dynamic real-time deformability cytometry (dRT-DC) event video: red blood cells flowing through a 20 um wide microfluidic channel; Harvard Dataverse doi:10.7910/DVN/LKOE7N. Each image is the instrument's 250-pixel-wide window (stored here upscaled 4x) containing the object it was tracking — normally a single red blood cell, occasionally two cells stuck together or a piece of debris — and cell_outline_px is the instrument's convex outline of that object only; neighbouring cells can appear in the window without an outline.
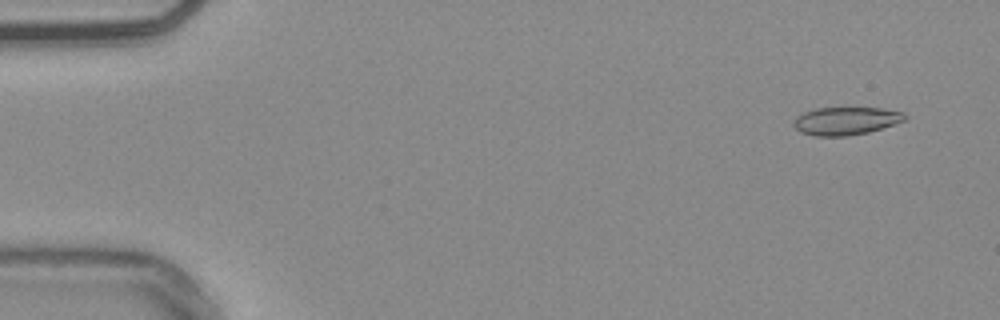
{"species": "common noctule bat (a hibernating species)", "species_latin": "Nyctalus noctula", "temperature_condition": "warm", "stored_images_in_passage": 54, "camera_frame_rate_fps": 3000, "um_per_image_px": 0.085, "animal": {"sex": "male", "body_mass_g": 20.4}, "frame": {"image": 1, "passage_image": 4, "time_ms": 1.0, "image_size_px": [1000, 320], "cell_outline_px": [[908, 116], [904, 120], [868, 132], [848, 136], [816, 136], [800, 132], [792, 124], [796, 116], [804, 112], [816, 108], [884, 108], [904, 112]], "centroid_in_image_um": [71.88, 10.27], "position_along_channel_um": 13.1, "area_um2": 18.03}}
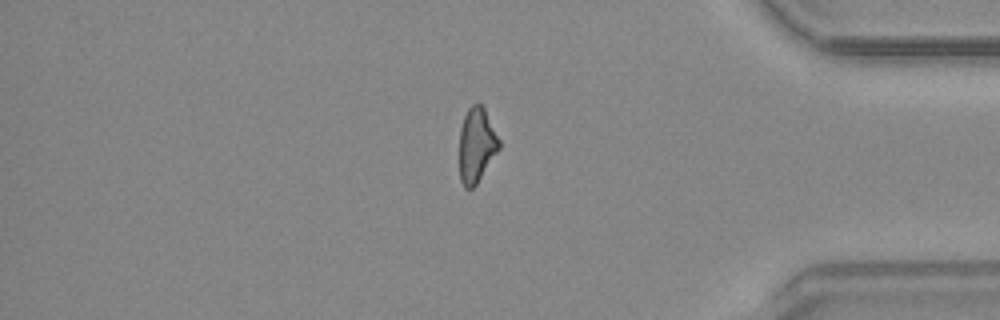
{"frame": {"image": 2, "passage_image": 46, "time_ms": 15.0, "image_size_px": [1000, 320], "cell_outline_px": [[500, 148], [476, 184], [472, 188], [464, 188], [460, 180], [460, 128], [464, 116], [468, 108], [476, 100], [484, 108], [500, 140]], "centroid_in_image_um": [40.5, 12.3], "position_along_channel_um": 394.7, "area_um2": 17.22}}
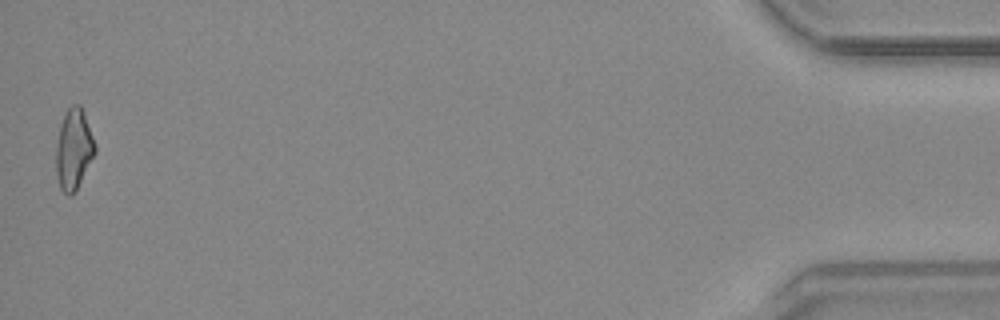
{"frame": {"image": 3, "passage_image": 54, "time_ms": 17.667, "image_size_px": [1000, 320], "cell_outline_px": [[96, 152], [76, 192], [72, 196], [68, 196], [60, 188], [56, 172], [56, 144], [60, 124], [68, 108], [72, 104], [80, 104], [84, 112], [96, 144]], "centroid_in_image_um": [6.28, 12.7], "position_along_channel_um": 428.9, "area_um2": 18.55}, "authors_computed_cell_mechanics": {"area_um2": 18.3226, "velocity_mm_per_s": 3.7871, "shape_relaxation_time_tau1_ms": null, "shape_relaxation_time_tau2_ms": 3.9457, "deformation_change_tau1": null, "deformation_change_tau2": 0.1473}}